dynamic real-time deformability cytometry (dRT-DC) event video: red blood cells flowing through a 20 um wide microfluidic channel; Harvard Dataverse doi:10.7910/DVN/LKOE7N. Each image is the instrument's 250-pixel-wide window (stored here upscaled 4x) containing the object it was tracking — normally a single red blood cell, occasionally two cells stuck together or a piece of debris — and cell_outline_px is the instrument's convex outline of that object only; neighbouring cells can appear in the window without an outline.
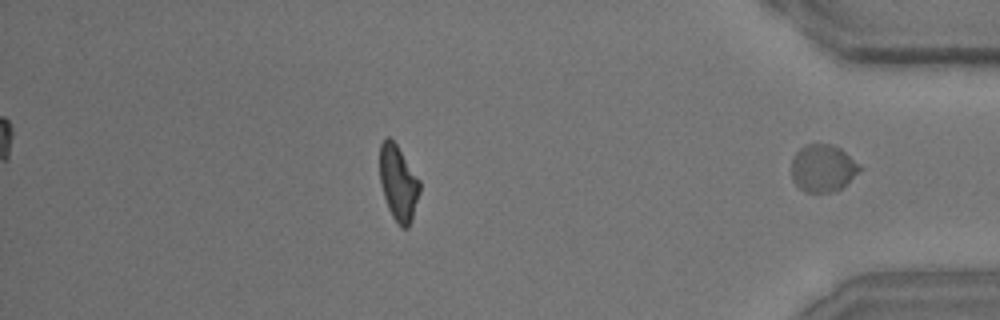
{"species": "common noctule bat (a hibernating species)", "species_latin": "Nyctalus noctula", "temperature_condition": "room temperature", "stored_images_in_passage": 44, "segment_of_instrument_passage": [2, 2], "camera_frame_rate_fps": 3000, "um_per_image_px": 0.085, "animal": {"sex": "male", "body_mass_g": 15.6}, "frame": {"image": 1, "passage_image": 44, "time_ms": 14.333, "image_size_px": [1000, 320], "cell_outline_px": [[864, 168], [840, 188], [832, 192], [804, 192], [792, 180], [792, 160], [796, 152], [804, 144], [832, 144], [840, 148], [860, 164]], "centroid_in_image_um": [69.95, 14.28], "position_along_channel_um": 365.3, "area_um2": 18.84}}